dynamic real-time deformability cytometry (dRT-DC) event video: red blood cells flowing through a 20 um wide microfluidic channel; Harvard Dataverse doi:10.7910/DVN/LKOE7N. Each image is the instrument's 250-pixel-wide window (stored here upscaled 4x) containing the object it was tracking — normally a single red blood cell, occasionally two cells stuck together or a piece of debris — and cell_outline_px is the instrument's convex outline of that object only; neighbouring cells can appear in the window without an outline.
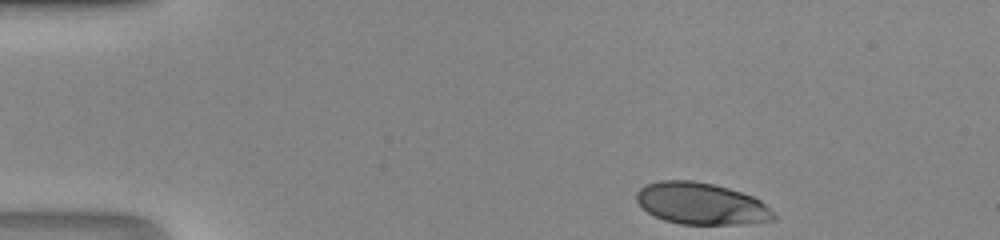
{"species": "human", "species_latin": "Homo sapiens", "temperature_condition": "room temperature", "stored_images_in_passage": 41, "camera_frame_rate_fps": 3000, "um_per_image_px": 0.085, "donor": {"sex": "male"}, "frame": {"image": 1, "passage_image": 1, "time_ms": 0.0, "image_size_px": [1000, 240], "cell_outline_px": [[776, 220], [744, 224], [680, 224], [664, 220], [648, 212], [636, 200], [636, 192], [644, 184], [660, 180], [692, 180], [712, 184], [728, 188], [752, 196], [760, 200], [776, 216]], "centroid_in_image_um": [59.59, 17.3], "position_along_channel_um": 25.4, "area_um2": 33.29}}
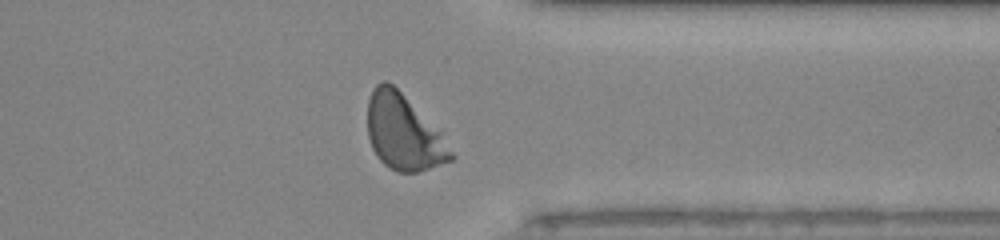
{"frame": {"image": 2, "passage_image": 31, "time_ms": 10.0, "image_size_px": [1000, 240], "cell_outline_px": [[456, 156], [452, 160], [416, 172], [396, 172], [388, 168], [376, 156], [372, 148], [368, 136], [368, 100], [372, 88], [376, 84], [384, 80], [388, 80], [440, 132]], "centroid_in_image_um": [34.27, 11.27], "position_along_channel_um": 377.1, "area_um2": 36.24}}
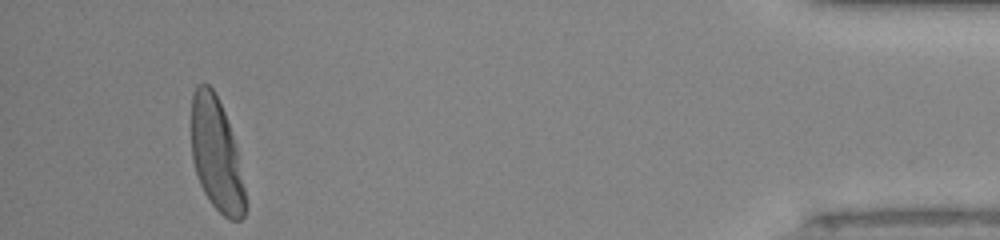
{"frame": {"image": 3, "passage_image": 38, "time_ms": 12.333, "image_size_px": [1000, 240], "cell_outline_px": [[248, 208], [244, 216], [240, 220], [228, 220], [208, 200], [200, 184], [192, 160], [192, 92], [196, 84], [208, 84], [212, 88], [224, 112], [236, 148], [248, 204]], "centroid_in_image_um": [18.4, 13.2], "position_along_channel_um": 416.8, "area_um2": 35.37}}